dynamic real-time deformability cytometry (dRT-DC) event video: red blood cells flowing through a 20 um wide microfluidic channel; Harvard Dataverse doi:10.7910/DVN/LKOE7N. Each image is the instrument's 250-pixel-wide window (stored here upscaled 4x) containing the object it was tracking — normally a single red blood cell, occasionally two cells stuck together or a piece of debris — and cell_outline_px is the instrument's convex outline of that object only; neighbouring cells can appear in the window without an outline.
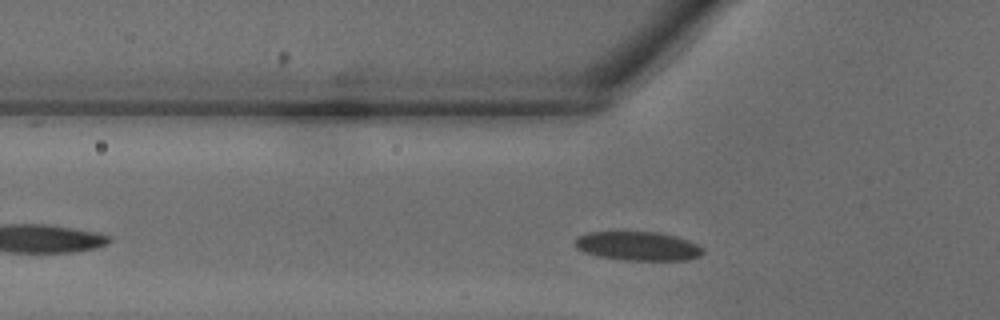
{"species": "common noctule bat (a hibernating species)", "species_latin": "Nyctalus noctula", "temperature_condition": "warm", "stored_images_in_passage": 20, "camera_frame_rate_fps": 3000, "um_per_image_px": 0.085, "animal": {"sex": "male", "body_mass_g": 18.8}, "frame": {"image": 1, "passage_image": 2, "time_ms": 0.333, "image_size_px": [1000, 320], "cell_outline_px": [[704, 252], [700, 256], [688, 260], [624, 260], [600, 256], [584, 252], [576, 248], [572, 244], [580, 236], [588, 232], [656, 232], [676, 236], [688, 240], [704, 248]], "centroid_in_image_um": [54.24, 20.92], "position_along_channel_um": 71.6, "area_um2": 21.56}}
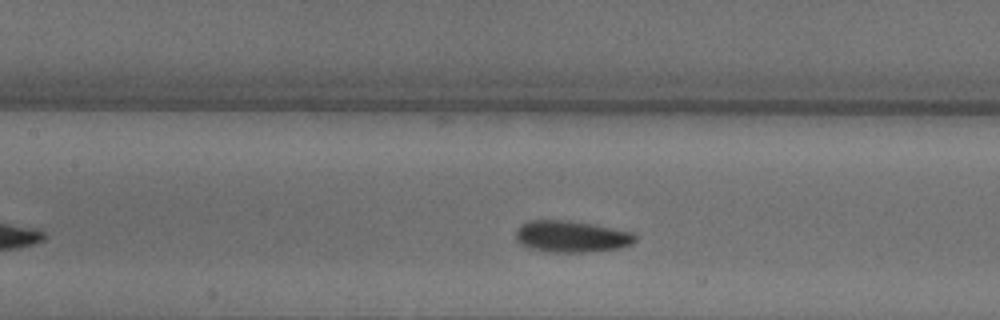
{"frame": {"image": 2, "passage_image": 7, "time_ms": 2.0, "image_size_px": [1000, 320], "cell_outline_px": [[636, 240], [632, 244], [620, 248], [584, 252], [556, 252], [528, 248], [520, 244], [516, 240], [516, 228], [520, 224], [528, 220], [568, 220], [592, 224], [632, 232], [636, 236]], "centroid_in_image_um": [48.53, 20.09], "position_along_channel_um": 158.9, "area_um2": 22.02}}
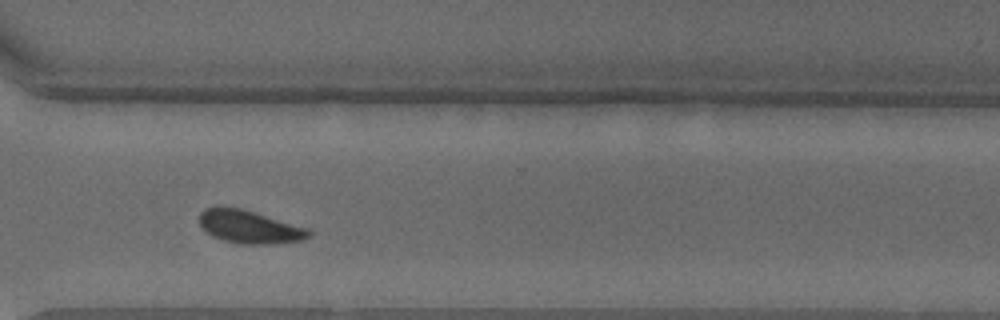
{"frame": {"image": 3, "passage_image": 18, "time_ms": 5.667, "image_size_px": [1000, 320], "cell_outline_px": [[312, 236], [304, 240], [272, 244], [240, 244], [224, 240], [212, 236], [200, 224], [200, 212], [204, 208], [240, 208], [308, 228], [312, 232]], "centroid_in_image_um": [21.26, 19.31], "position_along_channel_um": 349.3, "area_um2": 20.75}}